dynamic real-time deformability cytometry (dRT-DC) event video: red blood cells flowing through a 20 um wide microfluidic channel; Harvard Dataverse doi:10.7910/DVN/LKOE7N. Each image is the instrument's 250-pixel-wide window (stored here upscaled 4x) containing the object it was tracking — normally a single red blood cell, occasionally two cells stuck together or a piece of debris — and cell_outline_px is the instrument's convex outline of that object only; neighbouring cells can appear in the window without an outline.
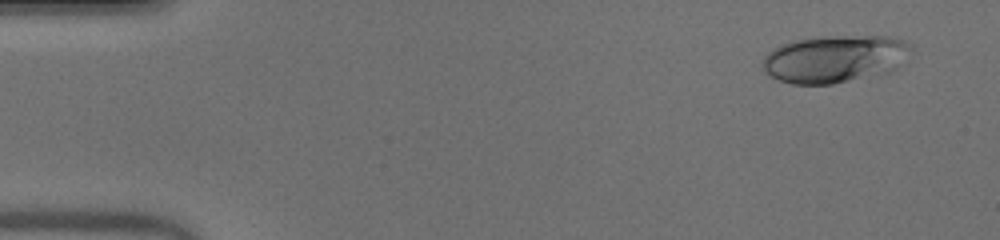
{"species": "human", "species_latin": "Homo sapiens", "temperature_condition": "warm", "stored_images_in_passage": 51, "camera_frame_rate_fps": 3000, "um_per_image_px": 0.085, "donor": {"sex": "male"}, "frame": {"image": 1, "passage_image": 4, "time_ms": 1.0, "image_size_px": [1000, 240], "cell_outline_px": [[912, 48], [896, 68], [888, 72], [832, 84], [792, 84], [780, 80], [764, 72], [764, 56], [768, 52], [780, 44], [792, 40], [828, 36], [888, 36], [912, 44]], "centroid_in_image_um": [70.93, 4.99], "position_along_channel_um": 14.1, "area_um2": 40.69}}
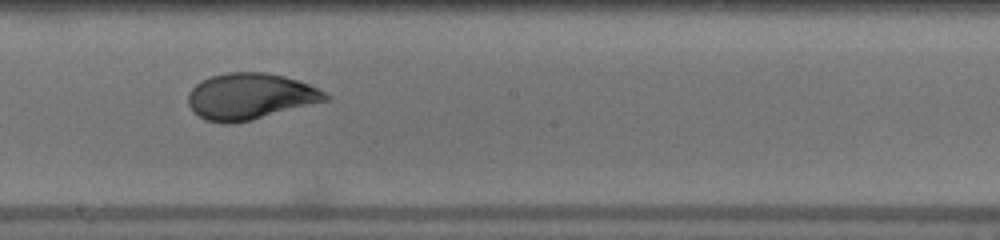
{"frame": {"image": 2, "passage_image": 29, "time_ms": 9.333, "image_size_px": [1000, 240], "cell_outline_px": [[332, 100], [252, 120], [232, 124], [224, 124], [204, 120], [192, 112], [188, 104], [188, 96], [192, 88], [196, 84], [212, 76], [228, 72], [268, 72], [284, 76], [308, 84], [332, 96]], "centroid_in_image_um": [21.28, 8.21], "position_along_channel_um": 226.9, "area_um2": 37.4}}
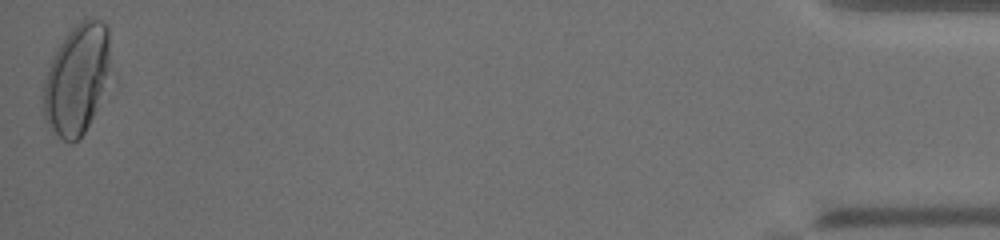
{"frame": {"image": 3, "passage_image": 51, "time_ms": 16.667, "image_size_px": [1000, 240], "cell_outline_px": [[108, 60], [96, 108], [84, 132], [72, 144], [64, 140], [52, 128], [44, 116], [44, 84], [52, 60], [60, 44], [68, 32], [72, 28], [84, 20], [100, 20], [108, 28]], "centroid_in_image_um": [6.48, 6.73], "position_along_channel_um": 428.7, "area_um2": 40.52}, "authors_computed_cell_mechanics": {"area_um2": 37.3388, "velocity_mm_per_s": 4.0182, "shape_relaxation_time_tau1_ms": 6.3211, "shape_relaxation_time_tau2_ms": null, "deformation_change_tau1": 0.2368, "deformation_change_tau2": null}}